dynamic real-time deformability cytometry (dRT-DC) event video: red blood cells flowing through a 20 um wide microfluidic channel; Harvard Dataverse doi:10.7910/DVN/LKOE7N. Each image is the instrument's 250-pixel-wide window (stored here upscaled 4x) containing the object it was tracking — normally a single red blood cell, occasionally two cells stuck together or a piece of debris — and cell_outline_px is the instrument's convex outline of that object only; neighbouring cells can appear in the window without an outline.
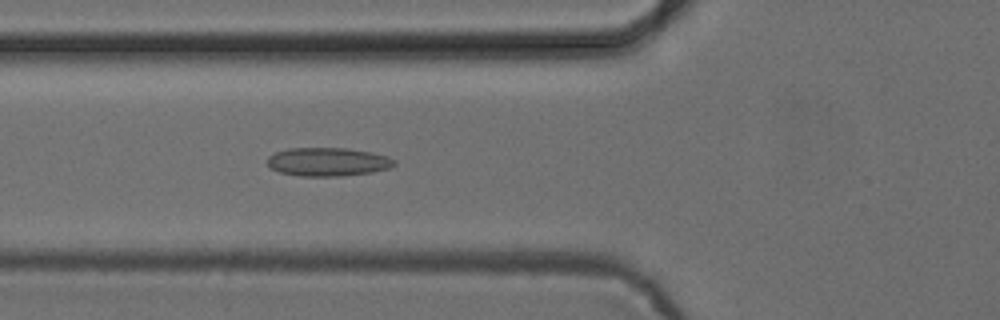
{"species": "common noctule bat (a hibernating species)", "species_latin": "Nyctalus noctula", "temperature_condition": "cold", "stored_images_in_passage": 53, "camera_frame_rate_fps": 3000, "um_per_image_px": 0.085, "animal": {"sex": "female", "body_mass_g": 24.6, "forearm_length_mm": 56.2}, "frame": {"image": 1, "passage_image": 20, "time_ms": 6.333, "image_size_px": [1000, 320], "cell_outline_px": [[396, 164], [388, 168], [372, 172], [340, 176], [300, 176], [280, 172], [272, 168], [268, 164], [268, 156], [276, 152], [288, 148], [348, 148], [388, 156], [396, 160]], "centroid_in_image_um": [27.87, 13.75], "position_along_channel_um": 97.9, "area_um2": 20.98}}
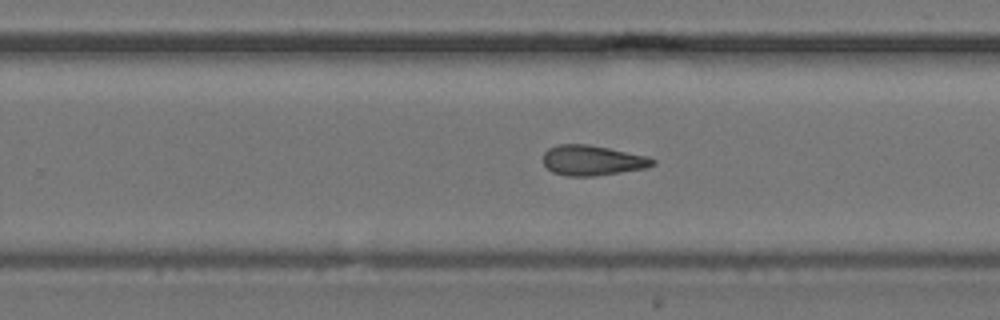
{"frame": {"image": 2, "passage_image": 34, "time_ms": 11.0, "image_size_px": [1000, 320], "cell_outline_px": [[656, 164], [648, 168], [596, 176], [568, 176], [552, 172], [544, 164], [544, 152], [548, 148], [556, 144], [588, 144], [648, 156], [656, 160]], "centroid_in_image_um": [50.38, 13.63], "position_along_channel_um": 279.4, "area_um2": 19.42}}
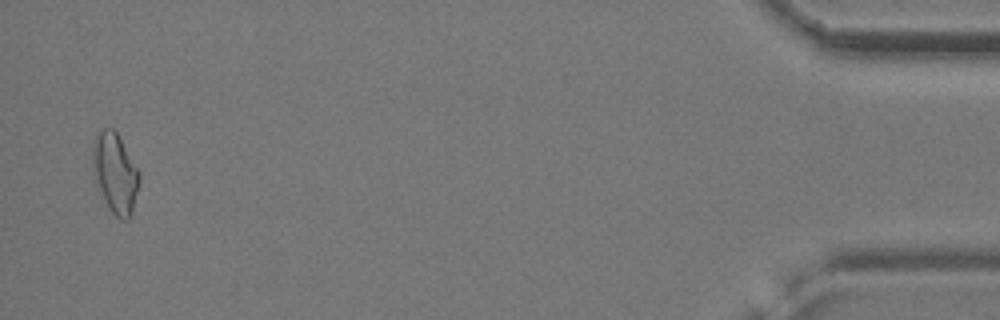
{"frame": {"image": 3, "passage_image": 52, "time_ms": 17.0, "image_size_px": [1000, 320], "cell_outline_px": [[140, 180], [132, 212], [128, 220], [120, 220], [112, 212], [96, 180], [92, 164], [92, 144], [96, 132], [100, 128], [112, 128], [116, 132], [140, 172]], "centroid_in_image_um": [9.79, 14.66], "position_along_channel_um": 425.4, "area_um2": 21.44}, "authors_computed_cell_mechanics": {"area_um2": 19.8254, "velocity_mm_per_s": 3.8905, "shape_relaxation_time_tau1_ms": null, "shape_relaxation_time_tau2_ms": 4.8967, "deformation_change_tau1": null, "deformation_change_tau2": 0.1205}}